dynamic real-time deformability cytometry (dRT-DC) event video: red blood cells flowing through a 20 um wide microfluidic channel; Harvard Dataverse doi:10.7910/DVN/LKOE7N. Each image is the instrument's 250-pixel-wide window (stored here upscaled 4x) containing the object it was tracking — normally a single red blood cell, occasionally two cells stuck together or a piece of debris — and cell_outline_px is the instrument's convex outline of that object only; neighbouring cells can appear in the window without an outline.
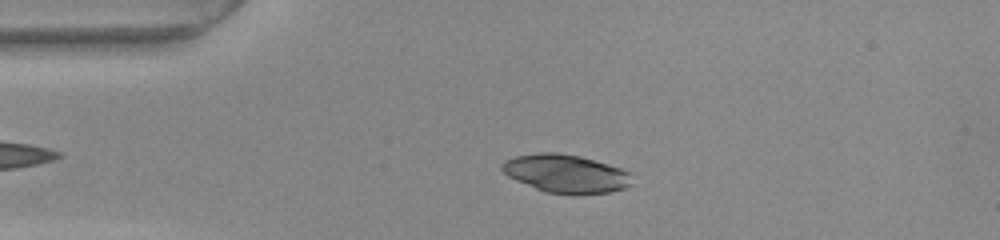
{"species": "common noctule bat (a hibernating species)", "species_latin": "Nyctalus noctula", "temperature_condition": "warm", "stored_images_in_passage": 52, "camera_frame_rate_fps": 3000, "um_per_image_px": 0.085, "animal": {"sex": "female", "body_mass_g": 22.0, "forearm_length_mm": 56.7}, "frame": {"image": 1, "passage_image": 11, "time_ms": 3.333, "image_size_px": [1000, 240], "cell_outline_px": [[632, 184], [624, 188], [608, 192], [576, 196], [572, 196], [544, 192], [516, 180], [508, 176], [500, 168], [500, 164], [504, 160], [516, 156], [540, 152], [556, 152], [580, 156], [608, 164], [632, 172]], "centroid_in_image_um": [48.11, 14.78], "position_along_channel_um": 36.9, "area_um2": 29.48}}
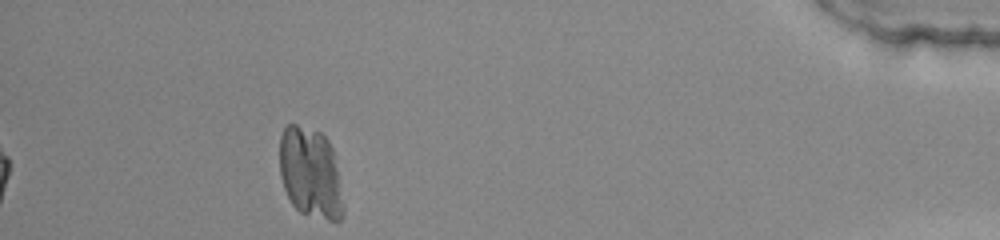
{"frame": {"image": 2, "passage_image": 47, "time_ms": 15.333, "image_size_px": [1000, 240], "cell_outline_px": [[344, 216], [340, 220], [328, 220], [300, 212], [292, 204], [284, 188], [280, 176], [280, 136], [284, 128], [288, 124], [296, 124], [320, 132], [328, 140], [332, 148], [344, 208]], "centroid_in_image_um": [26.37, 14.7], "position_along_channel_um": 408.8, "area_um2": 33.41}}